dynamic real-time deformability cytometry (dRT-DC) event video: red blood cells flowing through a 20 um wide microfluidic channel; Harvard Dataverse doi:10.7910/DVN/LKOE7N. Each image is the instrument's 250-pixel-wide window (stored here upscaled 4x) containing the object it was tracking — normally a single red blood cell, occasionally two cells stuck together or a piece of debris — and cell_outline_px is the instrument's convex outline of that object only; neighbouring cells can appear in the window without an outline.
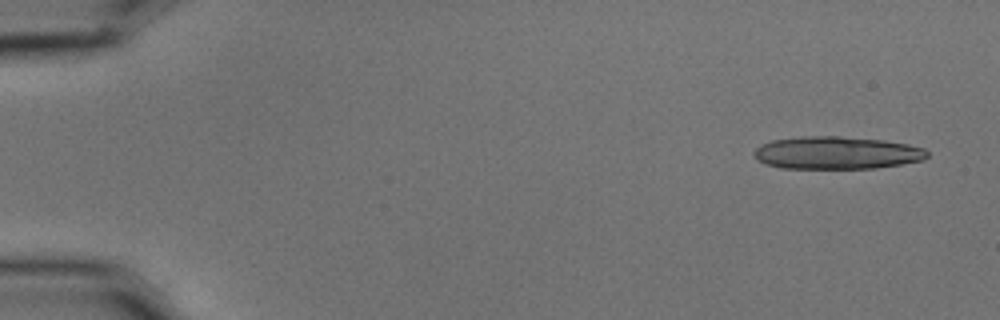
{"species": "common noctule bat (a hibernating species)", "species_latin": "Nyctalus noctula", "temperature_condition": "cold", "stored_images_in_passage": 5, "camera_frame_rate_fps": 3000, "um_per_image_px": 0.085, "animal": {"sex": "male", "body_mass_g": 15.6}, "frame": {"image": 1, "passage_image": 1, "time_ms": 0.0, "image_size_px": [1000, 320], "cell_outline_px": [[928, 156], [924, 160], [876, 168], [784, 168], [768, 164], [756, 160], [752, 152], [760, 144], [772, 140], [804, 136], [836, 136], [884, 140], [908, 144], [924, 148], [928, 152]], "centroid_in_image_um": [71.11, 12.98], "position_along_channel_um": 13.9, "area_um2": 32.95}}